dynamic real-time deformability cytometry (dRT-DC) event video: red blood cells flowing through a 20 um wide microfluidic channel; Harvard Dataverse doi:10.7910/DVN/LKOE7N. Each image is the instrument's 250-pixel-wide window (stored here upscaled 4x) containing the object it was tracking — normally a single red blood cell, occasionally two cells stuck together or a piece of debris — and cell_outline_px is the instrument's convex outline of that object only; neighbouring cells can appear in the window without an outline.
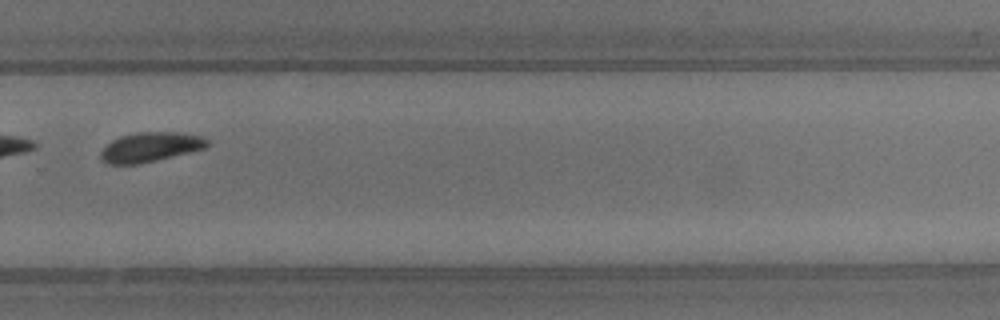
{"species": "common noctule bat (a hibernating species)", "species_latin": "Nyctalus noctula", "temperature_condition": "warm", "stored_images_in_passage": 34, "segment_of_instrument_passage": [2, 2], "camera_frame_rate_fps": 3000, "um_per_image_px": 0.085, "animal": {"sex": "male", "body_mass_g": 13.3}, "frame": {"image": 1, "passage_image": 24, "time_ms": 7.667, "image_size_px": [1000, 320], "cell_outline_px": [[212, 144], [204, 148], [140, 164], [108, 164], [100, 160], [100, 152], [112, 140], [120, 136], [136, 132], [180, 132], [204, 136]], "centroid_in_image_um": [12.79, 12.49], "position_along_channel_um": 317.0, "area_um2": 18.44}}